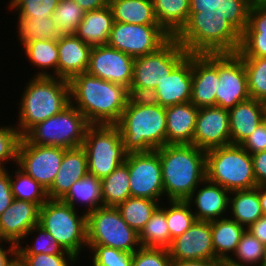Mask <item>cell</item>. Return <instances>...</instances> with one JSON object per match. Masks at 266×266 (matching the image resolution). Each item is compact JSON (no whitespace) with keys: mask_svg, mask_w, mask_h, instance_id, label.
I'll list each match as a JSON object with an SVG mask.
<instances>
[{"mask_svg":"<svg viewBox=\"0 0 266 266\" xmlns=\"http://www.w3.org/2000/svg\"><path fill=\"white\" fill-rule=\"evenodd\" d=\"M85 12L74 0H59L52 18L62 34H74Z\"/></svg>","mask_w":266,"mask_h":266,"instance_id":"obj_45","label":"cell"},{"mask_svg":"<svg viewBox=\"0 0 266 266\" xmlns=\"http://www.w3.org/2000/svg\"><path fill=\"white\" fill-rule=\"evenodd\" d=\"M216 106L230 110L250 97L243 60L236 53L219 54Z\"/></svg>","mask_w":266,"mask_h":266,"instance_id":"obj_15","label":"cell"},{"mask_svg":"<svg viewBox=\"0 0 266 266\" xmlns=\"http://www.w3.org/2000/svg\"><path fill=\"white\" fill-rule=\"evenodd\" d=\"M14 266H21L18 262H16V264Z\"/></svg>","mask_w":266,"mask_h":266,"instance_id":"obj_62","label":"cell"},{"mask_svg":"<svg viewBox=\"0 0 266 266\" xmlns=\"http://www.w3.org/2000/svg\"><path fill=\"white\" fill-rule=\"evenodd\" d=\"M161 204L139 233V242L142 247L168 249L171 245V237L166 220V206H163L167 204L164 202Z\"/></svg>","mask_w":266,"mask_h":266,"instance_id":"obj_37","label":"cell"},{"mask_svg":"<svg viewBox=\"0 0 266 266\" xmlns=\"http://www.w3.org/2000/svg\"><path fill=\"white\" fill-rule=\"evenodd\" d=\"M252 3H255V4H266V0H252Z\"/></svg>","mask_w":266,"mask_h":266,"instance_id":"obj_59","label":"cell"},{"mask_svg":"<svg viewBox=\"0 0 266 266\" xmlns=\"http://www.w3.org/2000/svg\"><path fill=\"white\" fill-rule=\"evenodd\" d=\"M251 157L257 185L266 184V151L252 154Z\"/></svg>","mask_w":266,"mask_h":266,"instance_id":"obj_53","label":"cell"},{"mask_svg":"<svg viewBox=\"0 0 266 266\" xmlns=\"http://www.w3.org/2000/svg\"><path fill=\"white\" fill-rule=\"evenodd\" d=\"M219 54H192V96L197 108L216 106Z\"/></svg>","mask_w":266,"mask_h":266,"instance_id":"obj_19","label":"cell"},{"mask_svg":"<svg viewBox=\"0 0 266 266\" xmlns=\"http://www.w3.org/2000/svg\"><path fill=\"white\" fill-rule=\"evenodd\" d=\"M263 266H266V256H265V260H264V264H263Z\"/></svg>","mask_w":266,"mask_h":266,"instance_id":"obj_61","label":"cell"},{"mask_svg":"<svg viewBox=\"0 0 266 266\" xmlns=\"http://www.w3.org/2000/svg\"><path fill=\"white\" fill-rule=\"evenodd\" d=\"M129 178L128 164L125 161L110 175L101 180L104 206L117 207L127 198L131 197Z\"/></svg>","mask_w":266,"mask_h":266,"instance_id":"obj_36","label":"cell"},{"mask_svg":"<svg viewBox=\"0 0 266 266\" xmlns=\"http://www.w3.org/2000/svg\"><path fill=\"white\" fill-rule=\"evenodd\" d=\"M172 259L166 248L142 247L133 253L132 266H171Z\"/></svg>","mask_w":266,"mask_h":266,"instance_id":"obj_49","label":"cell"},{"mask_svg":"<svg viewBox=\"0 0 266 266\" xmlns=\"http://www.w3.org/2000/svg\"><path fill=\"white\" fill-rule=\"evenodd\" d=\"M9 172L8 168L0 169V215L11 205L14 199Z\"/></svg>","mask_w":266,"mask_h":266,"instance_id":"obj_52","label":"cell"},{"mask_svg":"<svg viewBox=\"0 0 266 266\" xmlns=\"http://www.w3.org/2000/svg\"><path fill=\"white\" fill-rule=\"evenodd\" d=\"M21 137L15 125H0V169L7 168L5 165L10 161L16 166Z\"/></svg>","mask_w":266,"mask_h":266,"instance_id":"obj_48","label":"cell"},{"mask_svg":"<svg viewBox=\"0 0 266 266\" xmlns=\"http://www.w3.org/2000/svg\"><path fill=\"white\" fill-rule=\"evenodd\" d=\"M171 266H225V263L221 260H172Z\"/></svg>","mask_w":266,"mask_h":266,"instance_id":"obj_56","label":"cell"},{"mask_svg":"<svg viewBox=\"0 0 266 266\" xmlns=\"http://www.w3.org/2000/svg\"><path fill=\"white\" fill-rule=\"evenodd\" d=\"M192 96V54H188L147 97L163 107L190 102Z\"/></svg>","mask_w":266,"mask_h":266,"instance_id":"obj_20","label":"cell"},{"mask_svg":"<svg viewBox=\"0 0 266 266\" xmlns=\"http://www.w3.org/2000/svg\"><path fill=\"white\" fill-rule=\"evenodd\" d=\"M265 256L266 246L245 230L235 252L225 262V266H263Z\"/></svg>","mask_w":266,"mask_h":266,"instance_id":"obj_40","label":"cell"},{"mask_svg":"<svg viewBox=\"0 0 266 266\" xmlns=\"http://www.w3.org/2000/svg\"><path fill=\"white\" fill-rule=\"evenodd\" d=\"M172 260H212L211 221H195L183 234L172 240L168 248Z\"/></svg>","mask_w":266,"mask_h":266,"instance_id":"obj_18","label":"cell"},{"mask_svg":"<svg viewBox=\"0 0 266 266\" xmlns=\"http://www.w3.org/2000/svg\"><path fill=\"white\" fill-rule=\"evenodd\" d=\"M189 53L171 37L156 52L134 59L130 97H148Z\"/></svg>","mask_w":266,"mask_h":266,"instance_id":"obj_8","label":"cell"},{"mask_svg":"<svg viewBox=\"0 0 266 266\" xmlns=\"http://www.w3.org/2000/svg\"><path fill=\"white\" fill-rule=\"evenodd\" d=\"M61 201L71 205L76 210H79L78 204L84 205V213L95 211L104 206L101 180L94 175L87 173L80 180L74 182L68 192L60 199Z\"/></svg>","mask_w":266,"mask_h":266,"instance_id":"obj_30","label":"cell"},{"mask_svg":"<svg viewBox=\"0 0 266 266\" xmlns=\"http://www.w3.org/2000/svg\"><path fill=\"white\" fill-rule=\"evenodd\" d=\"M230 144L229 111L218 106L199 108L193 145L207 151Z\"/></svg>","mask_w":266,"mask_h":266,"instance_id":"obj_17","label":"cell"},{"mask_svg":"<svg viewBox=\"0 0 266 266\" xmlns=\"http://www.w3.org/2000/svg\"><path fill=\"white\" fill-rule=\"evenodd\" d=\"M77 260L73 254L17 255V262L21 266H73Z\"/></svg>","mask_w":266,"mask_h":266,"instance_id":"obj_50","label":"cell"},{"mask_svg":"<svg viewBox=\"0 0 266 266\" xmlns=\"http://www.w3.org/2000/svg\"><path fill=\"white\" fill-rule=\"evenodd\" d=\"M190 12L201 15L225 16L242 35L249 18L252 0H190Z\"/></svg>","mask_w":266,"mask_h":266,"instance_id":"obj_26","label":"cell"},{"mask_svg":"<svg viewBox=\"0 0 266 266\" xmlns=\"http://www.w3.org/2000/svg\"><path fill=\"white\" fill-rule=\"evenodd\" d=\"M9 10H15L18 18H44L52 16L59 0H10Z\"/></svg>","mask_w":266,"mask_h":266,"instance_id":"obj_46","label":"cell"},{"mask_svg":"<svg viewBox=\"0 0 266 266\" xmlns=\"http://www.w3.org/2000/svg\"><path fill=\"white\" fill-rule=\"evenodd\" d=\"M134 59L107 44L92 47L87 73L129 90L133 79Z\"/></svg>","mask_w":266,"mask_h":266,"instance_id":"obj_16","label":"cell"},{"mask_svg":"<svg viewBox=\"0 0 266 266\" xmlns=\"http://www.w3.org/2000/svg\"><path fill=\"white\" fill-rule=\"evenodd\" d=\"M160 204L149 198L129 197L117 209L123 220L139 234Z\"/></svg>","mask_w":266,"mask_h":266,"instance_id":"obj_38","label":"cell"},{"mask_svg":"<svg viewBox=\"0 0 266 266\" xmlns=\"http://www.w3.org/2000/svg\"><path fill=\"white\" fill-rule=\"evenodd\" d=\"M236 54L239 57H266V4L252 3Z\"/></svg>","mask_w":266,"mask_h":266,"instance_id":"obj_28","label":"cell"},{"mask_svg":"<svg viewBox=\"0 0 266 266\" xmlns=\"http://www.w3.org/2000/svg\"><path fill=\"white\" fill-rule=\"evenodd\" d=\"M162 167L164 199L185 201L206 179V151L193 144L156 149Z\"/></svg>","mask_w":266,"mask_h":266,"instance_id":"obj_3","label":"cell"},{"mask_svg":"<svg viewBox=\"0 0 266 266\" xmlns=\"http://www.w3.org/2000/svg\"><path fill=\"white\" fill-rule=\"evenodd\" d=\"M5 243L8 246H4L3 244ZM16 262L17 246L14 243L5 240H0V266H14Z\"/></svg>","mask_w":266,"mask_h":266,"instance_id":"obj_54","label":"cell"},{"mask_svg":"<svg viewBox=\"0 0 266 266\" xmlns=\"http://www.w3.org/2000/svg\"><path fill=\"white\" fill-rule=\"evenodd\" d=\"M249 233L255 236L262 244L266 246V216L263 215L253 224L246 228Z\"/></svg>","mask_w":266,"mask_h":266,"instance_id":"obj_55","label":"cell"},{"mask_svg":"<svg viewBox=\"0 0 266 266\" xmlns=\"http://www.w3.org/2000/svg\"><path fill=\"white\" fill-rule=\"evenodd\" d=\"M87 245H103L134 253L141 245L139 234L122 218L117 207L102 206L87 214Z\"/></svg>","mask_w":266,"mask_h":266,"instance_id":"obj_11","label":"cell"},{"mask_svg":"<svg viewBox=\"0 0 266 266\" xmlns=\"http://www.w3.org/2000/svg\"><path fill=\"white\" fill-rule=\"evenodd\" d=\"M40 206L37 203L13 199L0 215V240L21 244L26 234L39 223Z\"/></svg>","mask_w":266,"mask_h":266,"instance_id":"obj_21","label":"cell"},{"mask_svg":"<svg viewBox=\"0 0 266 266\" xmlns=\"http://www.w3.org/2000/svg\"><path fill=\"white\" fill-rule=\"evenodd\" d=\"M170 38L160 25L114 21L107 45L136 58L156 52Z\"/></svg>","mask_w":266,"mask_h":266,"instance_id":"obj_12","label":"cell"},{"mask_svg":"<svg viewBox=\"0 0 266 266\" xmlns=\"http://www.w3.org/2000/svg\"><path fill=\"white\" fill-rule=\"evenodd\" d=\"M82 147L87 155L88 173L100 180L124 163L128 154L116 125H90Z\"/></svg>","mask_w":266,"mask_h":266,"instance_id":"obj_10","label":"cell"},{"mask_svg":"<svg viewBox=\"0 0 266 266\" xmlns=\"http://www.w3.org/2000/svg\"><path fill=\"white\" fill-rule=\"evenodd\" d=\"M255 188L258 191L262 213L266 216V184L257 185Z\"/></svg>","mask_w":266,"mask_h":266,"instance_id":"obj_58","label":"cell"},{"mask_svg":"<svg viewBox=\"0 0 266 266\" xmlns=\"http://www.w3.org/2000/svg\"><path fill=\"white\" fill-rule=\"evenodd\" d=\"M246 228L227 217L211 221L215 260L224 263L233 255Z\"/></svg>","mask_w":266,"mask_h":266,"instance_id":"obj_31","label":"cell"},{"mask_svg":"<svg viewBox=\"0 0 266 266\" xmlns=\"http://www.w3.org/2000/svg\"><path fill=\"white\" fill-rule=\"evenodd\" d=\"M229 111L231 144L240 145L264 121V102L249 98Z\"/></svg>","mask_w":266,"mask_h":266,"instance_id":"obj_27","label":"cell"},{"mask_svg":"<svg viewBox=\"0 0 266 266\" xmlns=\"http://www.w3.org/2000/svg\"><path fill=\"white\" fill-rule=\"evenodd\" d=\"M130 175L131 197L149 198L161 201L164 198L162 167L159 153H128L125 160Z\"/></svg>","mask_w":266,"mask_h":266,"instance_id":"obj_14","label":"cell"},{"mask_svg":"<svg viewBox=\"0 0 266 266\" xmlns=\"http://www.w3.org/2000/svg\"><path fill=\"white\" fill-rule=\"evenodd\" d=\"M206 179L229 192L257 186L251 155L233 144L206 151Z\"/></svg>","mask_w":266,"mask_h":266,"instance_id":"obj_6","label":"cell"},{"mask_svg":"<svg viewBox=\"0 0 266 266\" xmlns=\"http://www.w3.org/2000/svg\"><path fill=\"white\" fill-rule=\"evenodd\" d=\"M228 209L231 213L229 218L245 228L263 216L256 188L230 192Z\"/></svg>","mask_w":266,"mask_h":266,"instance_id":"obj_35","label":"cell"},{"mask_svg":"<svg viewBox=\"0 0 266 266\" xmlns=\"http://www.w3.org/2000/svg\"><path fill=\"white\" fill-rule=\"evenodd\" d=\"M198 111L191 102L165 107L166 144H193Z\"/></svg>","mask_w":266,"mask_h":266,"instance_id":"obj_25","label":"cell"},{"mask_svg":"<svg viewBox=\"0 0 266 266\" xmlns=\"http://www.w3.org/2000/svg\"><path fill=\"white\" fill-rule=\"evenodd\" d=\"M92 258L90 266H132L133 254L103 245H87Z\"/></svg>","mask_w":266,"mask_h":266,"instance_id":"obj_47","label":"cell"},{"mask_svg":"<svg viewBox=\"0 0 266 266\" xmlns=\"http://www.w3.org/2000/svg\"><path fill=\"white\" fill-rule=\"evenodd\" d=\"M84 11H92L108 6L109 0H74Z\"/></svg>","mask_w":266,"mask_h":266,"instance_id":"obj_57","label":"cell"},{"mask_svg":"<svg viewBox=\"0 0 266 266\" xmlns=\"http://www.w3.org/2000/svg\"><path fill=\"white\" fill-rule=\"evenodd\" d=\"M87 173V155L84 148L80 146L66 149L56 178L47 190L48 199H61L72 184Z\"/></svg>","mask_w":266,"mask_h":266,"instance_id":"obj_24","label":"cell"},{"mask_svg":"<svg viewBox=\"0 0 266 266\" xmlns=\"http://www.w3.org/2000/svg\"><path fill=\"white\" fill-rule=\"evenodd\" d=\"M264 121L266 122V102H264Z\"/></svg>","mask_w":266,"mask_h":266,"instance_id":"obj_60","label":"cell"},{"mask_svg":"<svg viewBox=\"0 0 266 266\" xmlns=\"http://www.w3.org/2000/svg\"><path fill=\"white\" fill-rule=\"evenodd\" d=\"M57 48V78L70 81L74 76L87 72L91 46L75 34H63L57 39Z\"/></svg>","mask_w":266,"mask_h":266,"instance_id":"obj_23","label":"cell"},{"mask_svg":"<svg viewBox=\"0 0 266 266\" xmlns=\"http://www.w3.org/2000/svg\"><path fill=\"white\" fill-rule=\"evenodd\" d=\"M166 220L170 232L171 243L176 237L188 230L196 221L193 209L186 201H166Z\"/></svg>","mask_w":266,"mask_h":266,"instance_id":"obj_43","label":"cell"},{"mask_svg":"<svg viewBox=\"0 0 266 266\" xmlns=\"http://www.w3.org/2000/svg\"><path fill=\"white\" fill-rule=\"evenodd\" d=\"M37 236H36V234ZM34 233L35 239L33 240L35 243L26 244L23 246L19 244L17 246V255H37L40 253L55 255V254H72L68 251H65L64 248L57 242L53 235L48 233L42 226L39 224L35 225L25 236L24 241L32 236ZM27 237V238H26Z\"/></svg>","mask_w":266,"mask_h":266,"instance_id":"obj_42","label":"cell"},{"mask_svg":"<svg viewBox=\"0 0 266 266\" xmlns=\"http://www.w3.org/2000/svg\"><path fill=\"white\" fill-rule=\"evenodd\" d=\"M189 54L237 53L241 34L225 16L190 12L189 19L174 37Z\"/></svg>","mask_w":266,"mask_h":266,"instance_id":"obj_5","label":"cell"},{"mask_svg":"<svg viewBox=\"0 0 266 266\" xmlns=\"http://www.w3.org/2000/svg\"><path fill=\"white\" fill-rule=\"evenodd\" d=\"M108 5L115 22L159 25L152 0H109Z\"/></svg>","mask_w":266,"mask_h":266,"instance_id":"obj_33","label":"cell"},{"mask_svg":"<svg viewBox=\"0 0 266 266\" xmlns=\"http://www.w3.org/2000/svg\"><path fill=\"white\" fill-rule=\"evenodd\" d=\"M65 148L29 143L21 137L16 166L48 190L60 169Z\"/></svg>","mask_w":266,"mask_h":266,"instance_id":"obj_13","label":"cell"},{"mask_svg":"<svg viewBox=\"0 0 266 266\" xmlns=\"http://www.w3.org/2000/svg\"><path fill=\"white\" fill-rule=\"evenodd\" d=\"M90 125L70 104L62 112L31 127L23 137L32 144L70 149L82 146Z\"/></svg>","mask_w":266,"mask_h":266,"instance_id":"obj_9","label":"cell"},{"mask_svg":"<svg viewBox=\"0 0 266 266\" xmlns=\"http://www.w3.org/2000/svg\"><path fill=\"white\" fill-rule=\"evenodd\" d=\"M16 23L19 43H28L38 39L57 40L63 35L52 16L44 18H17Z\"/></svg>","mask_w":266,"mask_h":266,"instance_id":"obj_39","label":"cell"},{"mask_svg":"<svg viewBox=\"0 0 266 266\" xmlns=\"http://www.w3.org/2000/svg\"><path fill=\"white\" fill-rule=\"evenodd\" d=\"M69 84L71 104L91 125H115L130 98L124 86L87 72L74 76Z\"/></svg>","mask_w":266,"mask_h":266,"instance_id":"obj_1","label":"cell"},{"mask_svg":"<svg viewBox=\"0 0 266 266\" xmlns=\"http://www.w3.org/2000/svg\"><path fill=\"white\" fill-rule=\"evenodd\" d=\"M159 25L175 37L186 25L190 14V0H152Z\"/></svg>","mask_w":266,"mask_h":266,"instance_id":"obj_34","label":"cell"},{"mask_svg":"<svg viewBox=\"0 0 266 266\" xmlns=\"http://www.w3.org/2000/svg\"><path fill=\"white\" fill-rule=\"evenodd\" d=\"M245 66L250 97L266 102V57H240Z\"/></svg>","mask_w":266,"mask_h":266,"instance_id":"obj_44","label":"cell"},{"mask_svg":"<svg viewBox=\"0 0 266 266\" xmlns=\"http://www.w3.org/2000/svg\"><path fill=\"white\" fill-rule=\"evenodd\" d=\"M16 169L10 173L13 197L18 200L37 203L41 207L48 200L47 190L17 166Z\"/></svg>","mask_w":266,"mask_h":266,"instance_id":"obj_41","label":"cell"},{"mask_svg":"<svg viewBox=\"0 0 266 266\" xmlns=\"http://www.w3.org/2000/svg\"><path fill=\"white\" fill-rule=\"evenodd\" d=\"M229 194L225 188L205 179L185 201L193 210L195 206L193 213L197 221L210 222L227 217Z\"/></svg>","mask_w":266,"mask_h":266,"instance_id":"obj_22","label":"cell"},{"mask_svg":"<svg viewBox=\"0 0 266 266\" xmlns=\"http://www.w3.org/2000/svg\"><path fill=\"white\" fill-rule=\"evenodd\" d=\"M18 102L17 127L23 136L39 122L55 116L71 104L69 81L52 76H32Z\"/></svg>","mask_w":266,"mask_h":266,"instance_id":"obj_4","label":"cell"},{"mask_svg":"<svg viewBox=\"0 0 266 266\" xmlns=\"http://www.w3.org/2000/svg\"><path fill=\"white\" fill-rule=\"evenodd\" d=\"M77 211L60 199H48L40 207L38 224L53 235L65 251L80 259L87 247V215Z\"/></svg>","mask_w":266,"mask_h":266,"instance_id":"obj_7","label":"cell"},{"mask_svg":"<svg viewBox=\"0 0 266 266\" xmlns=\"http://www.w3.org/2000/svg\"><path fill=\"white\" fill-rule=\"evenodd\" d=\"M113 23V14L108 5L85 12L74 34L91 47L106 45Z\"/></svg>","mask_w":266,"mask_h":266,"instance_id":"obj_29","label":"cell"},{"mask_svg":"<svg viewBox=\"0 0 266 266\" xmlns=\"http://www.w3.org/2000/svg\"><path fill=\"white\" fill-rule=\"evenodd\" d=\"M115 125L127 153L150 152L166 145L165 107L147 97H130Z\"/></svg>","mask_w":266,"mask_h":266,"instance_id":"obj_2","label":"cell"},{"mask_svg":"<svg viewBox=\"0 0 266 266\" xmlns=\"http://www.w3.org/2000/svg\"><path fill=\"white\" fill-rule=\"evenodd\" d=\"M24 50V55L36 66L39 71L34 76L57 77V65L59 53L57 40L55 39H38L28 43H19ZM49 70V71H48ZM50 70H52L50 72ZM49 72V73H48Z\"/></svg>","mask_w":266,"mask_h":266,"instance_id":"obj_32","label":"cell"},{"mask_svg":"<svg viewBox=\"0 0 266 266\" xmlns=\"http://www.w3.org/2000/svg\"><path fill=\"white\" fill-rule=\"evenodd\" d=\"M240 146L250 155L266 151V122L262 121Z\"/></svg>","mask_w":266,"mask_h":266,"instance_id":"obj_51","label":"cell"}]
</instances>
